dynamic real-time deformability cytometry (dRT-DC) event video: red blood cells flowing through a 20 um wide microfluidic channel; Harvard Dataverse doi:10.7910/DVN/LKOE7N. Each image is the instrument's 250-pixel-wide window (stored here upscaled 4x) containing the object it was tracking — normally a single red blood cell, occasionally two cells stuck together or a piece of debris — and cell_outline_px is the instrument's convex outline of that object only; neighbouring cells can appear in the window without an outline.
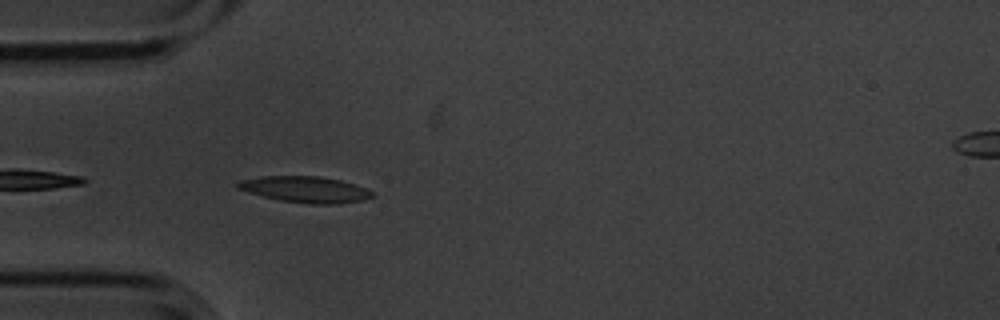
{"species": "common noctule bat (a hibernating species)", "species_latin": "Nyctalus noctula", "temperature_condition": "cold", "stored_images_in_passage": 40, "camera_frame_rate_fps": 3000, "um_per_image_px": 0.085, "animal": {"sex": "male", "body_mass_g": 20.1, "forearm_length_mm": 53.5}, "frame": {"image": 1, "passage_image": 2, "time_ms": 0.333, "image_size_px": [1000, 320], "cell_outline_px": [[372, 196], [364, 200], [332, 204], [312, 204], [280, 200], [248, 192], [236, 188], [236, 184], [240, 180], [260, 176], [320, 176], [340, 180], [364, 188], [372, 192]], "centroid_in_image_um": [25.9, 16.09], "position_along_channel_um": 59.1, "area_um2": 20.23}}
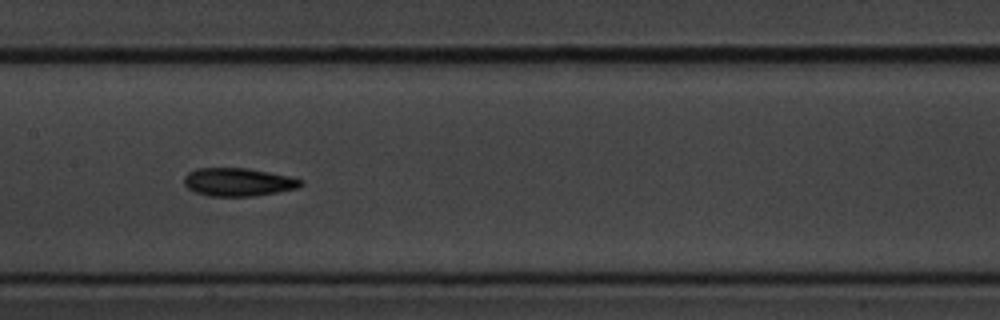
{"frame": {"image": 2, "passage_image": 13, "time_ms": 4.0, "image_size_px": [1000, 320], "cell_outline_px": [[304, 184], [296, 188], [276, 192], [252, 196], [208, 196], [196, 192], [188, 188], [184, 184], [184, 176], [188, 172], [196, 168], [248, 168], [288, 176], [304, 180]], "centroid_in_image_um": [20.23, 15.47], "position_along_channel_um": 187.2, "area_um2": 19.07}}
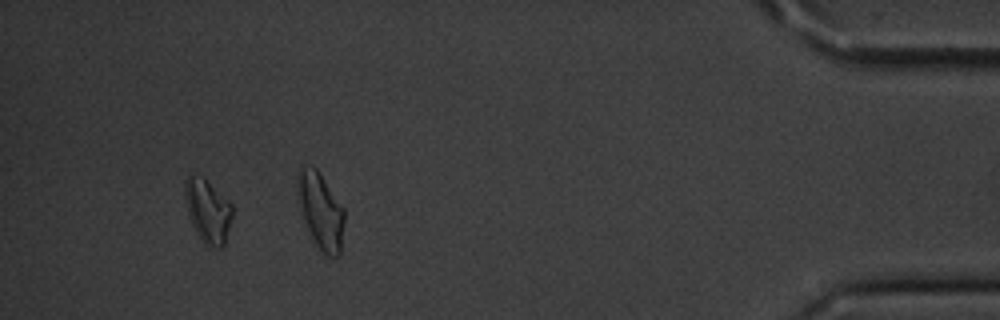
{"frame": {"image": 3, "passage_image": 36, "time_ms": 11.667, "image_size_px": [1000, 320], "cell_outline_px": [[232, 216], [224, 244], [220, 248], [208, 248], [200, 240], [188, 216], [184, 196], [184, 180], [188, 176], [204, 176], [232, 204]], "centroid_in_image_um": [17.64, 17.93], "position_along_channel_um": 417.6, "area_um2": 17.8}, "authors_computed_cell_mechanics": {"area_um2": 18.2937, "velocity_mm_per_s": 3.578, "shape_relaxation_time_tau1_ms": 1.8934, "shape_relaxation_time_tau2_ms": 3.0446, "deformation_change_tau1": 0.0705, "deformation_change_tau2": 0.1004}}